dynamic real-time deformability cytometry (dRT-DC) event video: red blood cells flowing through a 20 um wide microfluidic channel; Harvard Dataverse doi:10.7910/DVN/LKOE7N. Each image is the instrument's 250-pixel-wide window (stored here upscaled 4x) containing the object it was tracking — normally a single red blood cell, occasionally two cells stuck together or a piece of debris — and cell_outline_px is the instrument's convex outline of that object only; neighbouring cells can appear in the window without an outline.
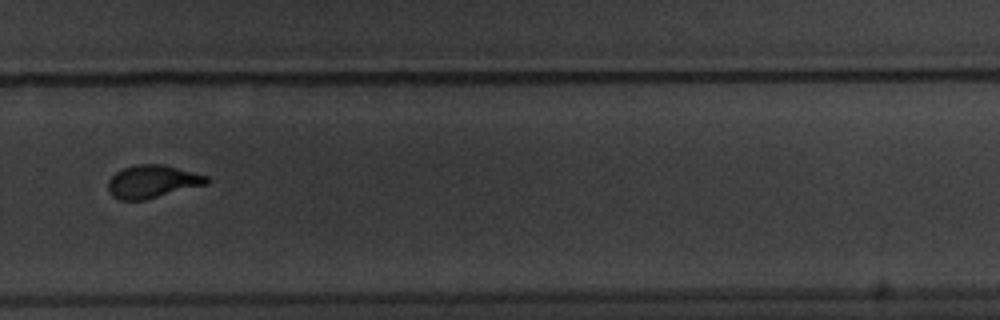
{"species": "common noctule bat (a hibernating species)", "species_latin": "Nyctalus noctula", "temperature_condition": "warm", "stored_images_in_passage": 16, "camera_frame_rate_fps": 3000, "um_per_image_px": 0.085, "animal": {"sex": "male", "body_mass_g": 20.1, "forearm_length_mm": 53.5}, "frame": {"image": 1, "passage_image": 12, "time_ms": 15.333, "image_size_px": [1000, 320], "cell_outline_px": [[208, 184], [144, 200], [120, 200], [112, 196], [108, 192], [108, 180], [116, 172], [124, 168], [136, 164], [160, 164], [208, 176]], "centroid_in_image_um": [12.92, 15.44], "position_along_channel_um": 316.9, "area_um2": 18.73}}
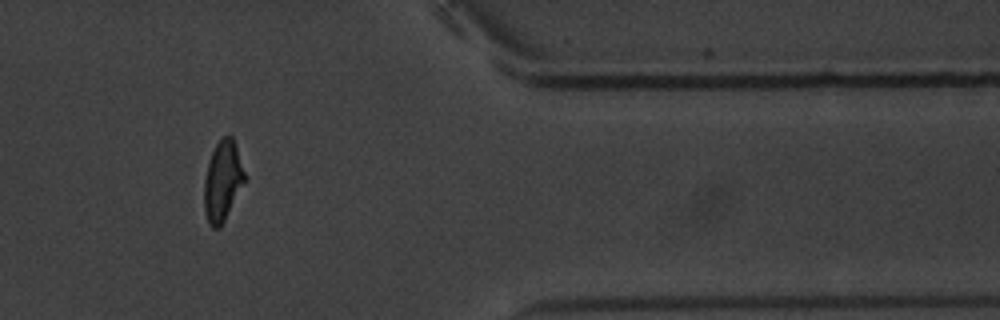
{"frame": {"image": 2, "passage_image": 14, "time_ms": 18.0, "image_size_px": [1000, 320], "cell_outline_px": [[248, 176], [220, 228], [212, 228], [208, 224], [204, 212], [204, 180], [208, 164], [212, 152], [216, 144], [224, 136], [232, 136], [236, 144]], "centroid_in_image_um": [18.95, 15.39], "position_along_channel_um": 392.5, "area_um2": 19.19}, "authors_computed_cell_mechanics": {"area_um2": 17.8891, "velocity_mm_per_s": 3.5749, "shape_relaxation_time_tau1_ms": 7.0077, "shape_relaxation_time_tau2_ms": 2.2316, "deformation_change_tau1": 0.2452, "deformation_change_tau2": 0.0582}}